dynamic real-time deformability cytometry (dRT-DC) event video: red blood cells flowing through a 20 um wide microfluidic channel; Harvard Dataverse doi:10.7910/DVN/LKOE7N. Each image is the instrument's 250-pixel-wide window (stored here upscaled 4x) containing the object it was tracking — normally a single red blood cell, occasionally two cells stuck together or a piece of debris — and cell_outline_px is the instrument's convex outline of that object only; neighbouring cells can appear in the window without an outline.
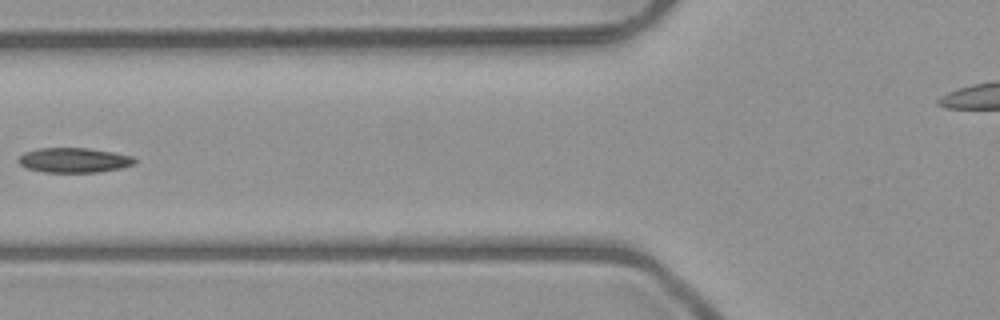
{"species": "common noctule bat (a hibernating species)", "species_latin": "Nyctalus noctula", "temperature_condition": "room temperature", "stored_images_in_passage": 6, "camera_frame_rate_fps": 3000, "um_per_image_px": 0.085, "animal": {"sex": "male", "body_mass_g": 23.1, "forearm_length_mm": 52.7}, "frame": {"image": 1, "passage_image": 6, "time_ms": 5.667, "image_size_px": [1000, 320], "cell_outline_px": [[136, 164], [120, 168], [100, 172], [44, 172], [28, 168], [20, 164], [16, 160], [24, 152], [40, 148], [88, 148], [112, 152], [132, 156], [136, 160]], "centroid_in_image_um": [6.29, 13.61], "position_along_channel_um": 119.5, "area_um2": 16.76}}